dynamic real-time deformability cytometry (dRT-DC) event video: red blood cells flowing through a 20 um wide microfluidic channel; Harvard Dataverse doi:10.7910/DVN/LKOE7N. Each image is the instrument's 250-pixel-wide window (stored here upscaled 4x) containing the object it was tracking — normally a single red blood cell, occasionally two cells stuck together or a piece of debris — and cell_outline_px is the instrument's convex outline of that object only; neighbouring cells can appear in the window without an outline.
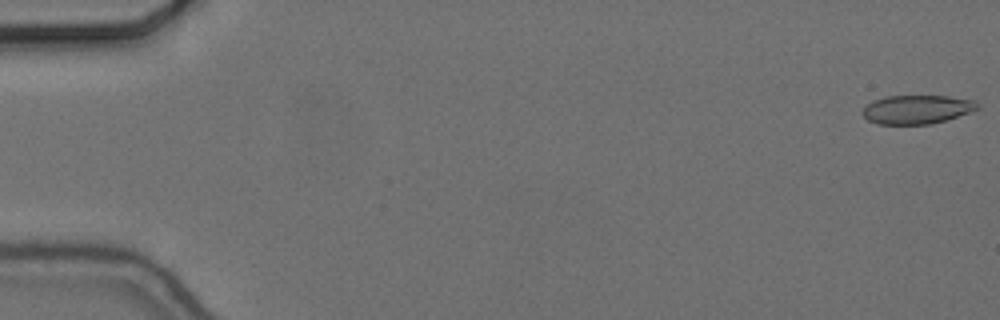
{"species": "common noctule bat (a hibernating species)", "species_latin": "Nyctalus noctula", "temperature_condition": "cold", "stored_images_in_passage": 56, "camera_frame_rate_fps": 3000, "um_per_image_px": 0.085, "animal": {"sex": "female", "body_mass_g": 24.6, "forearm_length_mm": 56.2}, "frame": {"image": 1, "passage_image": 1, "time_ms": 0.0, "image_size_px": [1000, 320], "cell_outline_px": [[980, 108], [932, 124], [880, 124], [868, 120], [860, 112], [872, 100], [884, 96], [948, 96], [976, 100], [980, 104]], "centroid_in_image_um": [77.93, 9.29], "position_along_channel_um": 7.1, "area_um2": 19.25}}
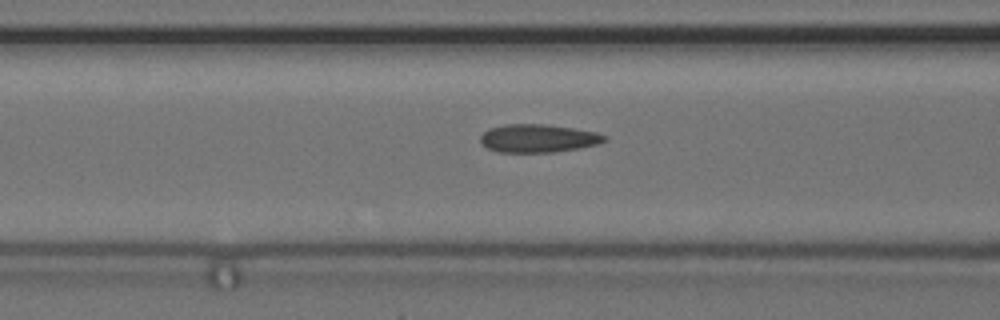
{"frame": {"image": 2, "passage_image": 23, "time_ms": 7.333, "image_size_px": [1000, 320], "cell_outline_px": [[608, 140], [600, 144], [580, 148], [552, 152], [496, 152], [488, 148], [480, 140], [480, 136], [488, 128], [504, 124], [544, 124], [572, 128], [596, 132], [608, 136]], "centroid_in_image_um": [45.77, 11.75], "position_along_channel_um": 120.8, "area_um2": 20.46}}
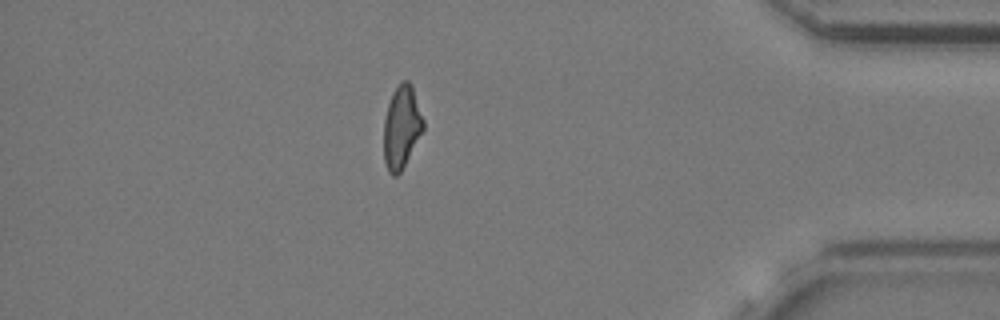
{"frame": {"image": 3, "passage_image": 49, "time_ms": 16.0, "image_size_px": [1000, 320], "cell_outline_px": [[424, 128], [400, 172], [396, 176], [392, 176], [388, 172], [384, 160], [384, 120], [388, 104], [392, 92], [400, 80], [408, 80], [412, 84], [424, 120]], "centroid_in_image_um": [34.13, 10.75], "position_along_channel_um": 401.1, "area_um2": 19.07}, "authors_computed_cell_mechanics": {"area_um2": 19.9121, "velocity_mm_per_s": 3.6748, "shape_relaxation_time_tau1_ms": null, "shape_relaxation_time_tau2_ms": 2.1557, "deformation_change_tau1": null, "deformation_change_tau2": 0.0746}}